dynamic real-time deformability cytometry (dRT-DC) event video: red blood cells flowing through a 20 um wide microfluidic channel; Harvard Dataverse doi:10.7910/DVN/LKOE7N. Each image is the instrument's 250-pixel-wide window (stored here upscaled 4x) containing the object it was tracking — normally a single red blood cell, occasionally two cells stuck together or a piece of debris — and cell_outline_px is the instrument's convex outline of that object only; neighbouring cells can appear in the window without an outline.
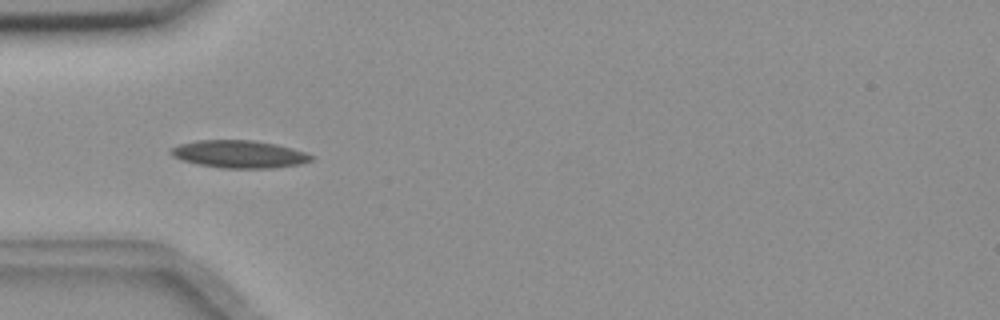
{"species": "common noctule bat (a hibernating species)", "species_latin": "Nyctalus noctula", "temperature_condition": "room temperature", "stored_images_in_passage": 10, "camera_frame_rate_fps": 3000, "um_per_image_px": 0.085, "animal": {"sex": "female", "body_mass_g": 18.4}, "frame": {"image": 1, "passage_image": 6, "time_ms": 1.667, "image_size_px": [1000, 320], "cell_outline_px": [[316, 156], [312, 160], [300, 164], [276, 168], [220, 168], [196, 164], [180, 160], [172, 156], [168, 152], [172, 148], [180, 144], [196, 140], [252, 140], [276, 144], [292, 148]], "centroid_in_image_um": [20.32, 13.11], "position_along_channel_um": 64.7, "area_um2": 22.77}}
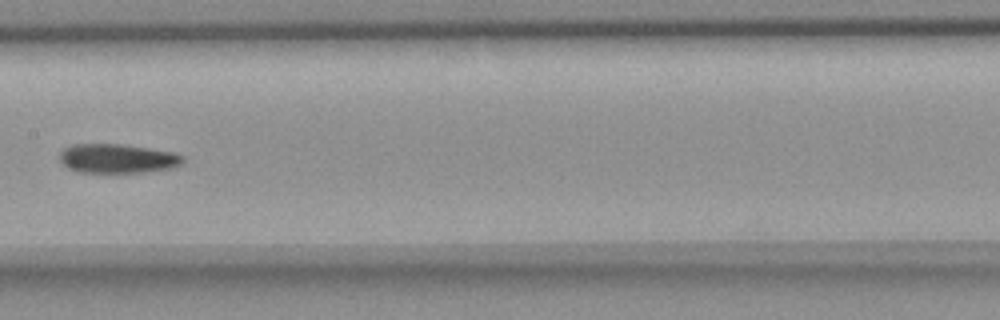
{"frame": {"image": 2, "passage_image": 9, "time_ms": 2.667, "image_size_px": [1000, 320], "cell_outline_px": [[184, 160], [180, 164], [172, 168], [144, 172], [80, 172], [68, 168], [60, 160], [60, 152], [64, 148], [72, 144], [120, 144], [148, 148], [172, 152], [184, 156]], "centroid_in_image_um": [9.98, 13.47], "position_along_channel_um": 197.4, "area_um2": 20.81}}
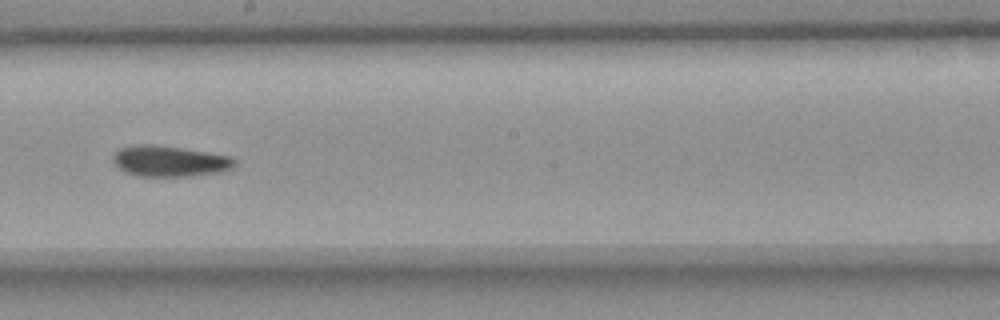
{"frame": {"image": 3, "passage_image": 10, "time_ms": 3.0, "image_size_px": [1000, 320], "cell_outline_px": [[236, 164], [232, 168], [224, 172], [188, 176], [136, 176], [124, 172], [112, 160], [112, 156], [120, 148], [136, 144], [156, 144], [232, 156], [236, 160]], "centroid_in_image_um": [14.44, 13.7], "position_along_channel_um": 233.8, "area_um2": 22.08}}